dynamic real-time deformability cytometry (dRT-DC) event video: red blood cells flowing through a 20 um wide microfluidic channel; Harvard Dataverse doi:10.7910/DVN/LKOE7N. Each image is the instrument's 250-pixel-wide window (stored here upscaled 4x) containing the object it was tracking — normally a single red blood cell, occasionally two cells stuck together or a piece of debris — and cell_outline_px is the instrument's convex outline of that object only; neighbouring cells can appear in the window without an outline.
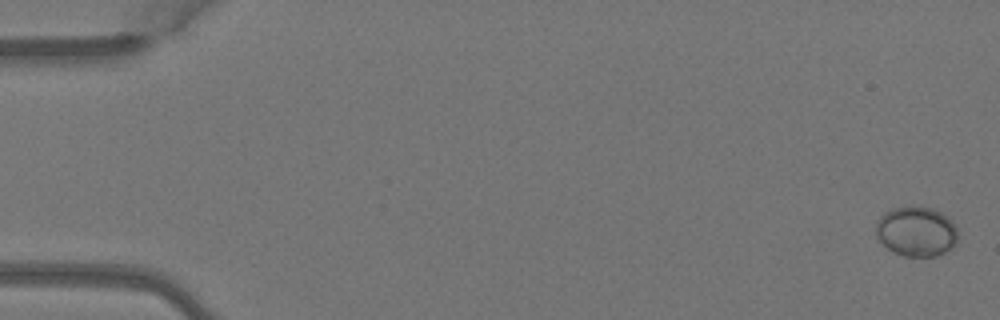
{"species": "Egyptian fruit bat (a non-hibernating species)", "species_latin": "Rousettus aegyptiacus", "temperature_condition": "warm", "stored_images_in_passage": 5, "camera_frame_rate_fps": 3000, "um_per_image_px": 0.085, "animal": {"sex": "female"}, "frame": {"image": 1, "passage_image": 1, "time_ms": 0.0, "image_size_px": [1000, 320], "cell_outline_px": [[956, 244], [952, 248], [936, 256], [904, 256], [892, 252], [876, 236], [876, 220], [884, 212], [892, 208], [912, 204], [932, 208], [948, 216], [956, 228]], "centroid_in_image_um": [77.86, 19.64], "position_along_channel_um": 7.1, "area_um2": 24.16}}
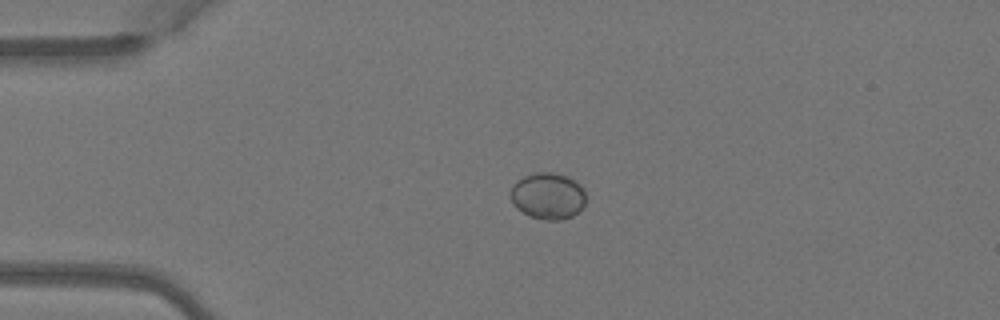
{"frame": {"image": 2, "passage_image": 4, "time_ms": 1.0, "image_size_px": [1000, 320], "cell_outline_px": [[584, 204], [572, 216], [560, 220], [548, 220], [528, 216], [516, 208], [512, 204], [508, 196], [512, 184], [516, 180], [524, 176], [536, 172], [552, 172], [568, 176], [580, 184], [584, 188]], "centroid_in_image_um": [46.51, 16.64], "position_along_channel_um": 38.5, "area_um2": 20.69}}